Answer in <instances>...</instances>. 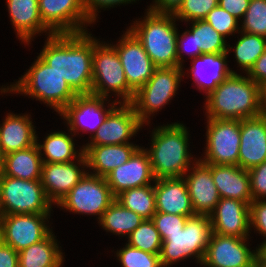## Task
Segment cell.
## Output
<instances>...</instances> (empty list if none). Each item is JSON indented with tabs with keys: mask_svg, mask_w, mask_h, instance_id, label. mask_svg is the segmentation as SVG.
Instances as JSON below:
<instances>
[{
	"mask_svg": "<svg viewBox=\"0 0 266 267\" xmlns=\"http://www.w3.org/2000/svg\"><path fill=\"white\" fill-rule=\"evenodd\" d=\"M88 32L53 34L39 57L70 85L77 95L91 94L94 37Z\"/></svg>",
	"mask_w": 266,
	"mask_h": 267,
	"instance_id": "cell-1",
	"label": "cell"
},
{
	"mask_svg": "<svg viewBox=\"0 0 266 267\" xmlns=\"http://www.w3.org/2000/svg\"><path fill=\"white\" fill-rule=\"evenodd\" d=\"M207 118L243 120L260 115L261 86L232 73L206 97Z\"/></svg>",
	"mask_w": 266,
	"mask_h": 267,
	"instance_id": "cell-2",
	"label": "cell"
},
{
	"mask_svg": "<svg viewBox=\"0 0 266 267\" xmlns=\"http://www.w3.org/2000/svg\"><path fill=\"white\" fill-rule=\"evenodd\" d=\"M188 131L181 123L159 126L152 132L150 150L145 149L156 180L183 177L191 166Z\"/></svg>",
	"mask_w": 266,
	"mask_h": 267,
	"instance_id": "cell-3",
	"label": "cell"
},
{
	"mask_svg": "<svg viewBox=\"0 0 266 267\" xmlns=\"http://www.w3.org/2000/svg\"><path fill=\"white\" fill-rule=\"evenodd\" d=\"M142 21L134 22L129 30L142 43L157 68L178 67L177 28L173 13L148 10Z\"/></svg>",
	"mask_w": 266,
	"mask_h": 267,
	"instance_id": "cell-4",
	"label": "cell"
},
{
	"mask_svg": "<svg viewBox=\"0 0 266 267\" xmlns=\"http://www.w3.org/2000/svg\"><path fill=\"white\" fill-rule=\"evenodd\" d=\"M0 90L1 93L16 92L34 97L49 104L58 114L77 96L65 79L39 56L15 85Z\"/></svg>",
	"mask_w": 266,
	"mask_h": 267,
	"instance_id": "cell-5",
	"label": "cell"
},
{
	"mask_svg": "<svg viewBox=\"0 0 266 267\" xmlns=\"http://www.w3.org/2000/svg\"><path fill=\"white\" fill-rule=\"evenodd\" d=\"M212 233L209 215L195 214L188 217L182 230L169 234L163 240L160 251L162 267H169L191 256H195L201 264Z\"/></svg>",
	"mask_w": 266,
	"mask_h": 267,
	"instance_id": "cell-6",
	"label": "cell"
},
{
	"mask_svg": "<svg viewBox=\"0 0 266 267\" xmlns=\"http://www.w3.org/2000/svg\"><path fill=\"white\" fill-rule=\"evenodd\" d=\"M110 91L121 97L123 103H131L135 95L127 83L116 49L94 38L91 94L108 98Z\"/></svg>",
	"mask_w": 266,
	"mask_h": 267,
	"instance_id": "cell-7",
	"label": "cell"
},
{
	"mask_svg": "<svg viewBox=\"0 0 266 267\" xmlns=\"http://www.w3.org/2000/svg\"><path fill=\"white\" fill-rule=\"evenodd\" d=\"M51 204L40 179L23 180L0 173V215L49 214Z\"/></svg>",
	"mask_w": 266,
	"mask_h": 267,
	"instance_id": "cell-8",
	"label": "cell"
},
{
	"mask_svg": "<svg viewBox=\"0 0 266 267\" xmlns=\"http://www.w3.org/2000/svg\"><path fill=\"white\" fill-rule=\"evenodd\" d=\"M183 67L156 68L152 77L140 87L131 102L139 121L148 124L150 115L168 104L183 77Z\"/></svg>",
	"mask_w": 266,
	"mask_h": 267,
	"instance_id": "cell-9",
	"label": "cell"
},
{
	"mask_svg": "<svg viewBox=\"0 0 266 267\" xmlns=\"http://www.w3.org/2000/svg\"><path fill=\"white\" fill-rule=\"evenodd\" d=\"M115 198L106 177L87 172L58 206L76 214L98 215V220H100L104 211Z\"/></svg>",
	"mask_w": 266,
	"mask_h": 267,
	"instance_id": "cell-10",
	"label": "cell"
},
{
	"mask_svg": "<svg viewBox=\"0 0 266 267\" xmlns=\"http://www.w3.org/2000/svg\"><path fill=\"white\" fill-rule=\"evenodd\" d=\"M206 164L238 165L240 146V120L208 118Z\"/></svg>",
	"mask_w": 266,
	"mask_h": 267,
	"instance_id": "cell-11",
	"label": "cell"
},
{
	"mask_svg": "<svg viewBox=\"0 0 266 267\" xmlns=\"http://www.w3.org/2000/svg\"><path fill=\"white\" fill-rule=\"evenodd\" d=\"M40 17L53 34H77L86 32L83 27L91 24L83 0H38Z\"/></svg>",
	"mask_w": 266,
	"mask_h": 267,
	"instance_id": "cell-12",
	"label": "cell"
},
{
	"mask_svg": "<svg viewBox=\"0 0 266 267\" xmlns=\"http://www.w3.org/2000/svg\"><path fill=\"white\" fill-rule=\"evenodd\" d=\"M48 216L50 214L0 215V240L20 252L52 231L45 222Z\"/></svg>",
	"mask_w": 266,
	"mask_h": 267,
	"instance_id": "cell-13",
	"label": "cell"
},
{
	"mask_svg": "<svg viewBox=\"0 0 266 267\" xmlns=\"http://www.w3.org/2000/svg\"><path fill=\"white\" fill-rule=\"evenodd\" d=\"M248 238L212 233L201 265L205 267H252L259 257L258 248L251 251Z\"/></svg>",
	"mask_w": 266,
	"mask_h": 267,
	"instance_id": "cell-14",
	"label": "cell"
},
{
	"mask_svg": "<svg viewBox=\"0 0 266 267\" xmlns=\"http://www.w3.org/2000/svg\"><path fill=\"white\" fill-rule=\"evenodd\" d=\"M119 107L114 106L103 124L91 135V142L87 145H118L130 143L131 139L142 127L134 107L131 103L118 101Z\"/></svg>",
	"mask_w": 266,
	"mask_h": 267,
	"instance_id": "cell-15",
	"label": "cell"
},
{
	"mask_svg": "<svg viewBox=\"0 0 266 267\" xmlns=\"http://www.w3.org/2000/svg\"><path fill=\"white\" fill-rule=\"evenodd\" d=\"M122 36L118 44L112 46L120 57L128 85L136 92L152 77L157 67L129 29Z\"/></svg>",
	"mask_w": 266,
	"mask_h": 267,
	"instance_id": "cell-16",
	"label": "cell"
},
{
	"mask_svg": "<svg viewBox=\"0 0 266 267\" xmlns=\"http://www.w3.org/2000/svg\"><path fill=\"white\" fill-rule=\"evenodd\" d=\"M105 100L107 101V98L94 94L77 95L76 98L59 113L60 116H63L62 118L67 121L71 134L74 132L72 136L79 130H85L83 132L90 130L96 133L97 129L103 124L109 111L119 103L114 100V102L110 103L113 105L106 110L104 106ZM91 118L94 119L92 125L89 121V125L86 124L87 120Z\"/></svg>",
	"mask_w": 266,
	"mask_h": 267,
	"instance_id": "cell-17",
	"label": "cell"
},
{
	"mask_svg": "<svg viewBox=\"0 0 266 267\" xmlns=\"http://www.w3.org/2000/svg\"><path fill=\"white\" fill-rule=\"evenodd\" d=\"M106 180L113 195L130 188L150 185L155 181L151 162L145 149L140 147L124 164L116 167L107 176Z\"/></svg>",
	"mask_w": 266,
	"mask_h": 267,
	"instance_id": "cell-18",
	"label": "cell"
},
{
	"mask_svg": "<svg viewBox=\"0 0 266 267\" xmlns=\"http://www.w3.org/2000/svg\"><path fill=\"white\" fill-rule=\"evenodd\" d=\"M212 231L222 236L248 238L250 228L249 204L237 199L220 198L209 215Z\"/></svg>",
	"mask_w": 266,
	"mask_h": 267,
	"instance_id": "cell-19",
	"label": "cell"
},
{
	"mask_svg": "<svg viewBox=\"0 0 266 267\" xmlns=\"http://www.w3.org/2000/svg\"><path fill=\"white\" fill-rule=\"evenodd\" d=\"M266 161V117L240 120L238 166L249 170Z\"/></svg>",
	"mask_w": 266,
	"mask_h": 267,
	"instance_id": "cell-20",
	"label": "cell"
},
{
	"mask_svg": "<svg viewBox=\"0 0 266 267\" xmlns=\"http://www.w3.org/2000/svg\"><path fill=\"white\" fill-rule=\"evenodd\" d=\"M189 175H184L187 190L195 214L210 215L220 200V195L212 179L210 164L200 159L192 163ZM193 169V170H192ZM187 175V176H186Z\"/></svg>",
	"mask_w": 266,
	"mask_h": 267,
	"instance_id": "cell-21",
	"label": "cell"
},
{
	"mask_svg": "<svg viewBox=\"0 0 266 267\" xmlns=\"http://www.w3.org/2000/svg\"><path fill=\"white\" fill-rule=\"evenodd\" d=\"M74 163H42L40 181L51 203L58 205L87 173Z\"/></svg>",
	"mask_w": 266,
	"mask_h": 267,
	"instance_id": "cell-22",
	"label": "cell"
},
{
	"mask_svg": "<svg viewBox=\"0 0 266 267\" xmlns=\"http://www.w3.org/2000/svg\"><path fill=\"white\" fill-rule=\"evenodd\" d=\"M156 212L191 217L195 215L183 177L154 181Z\"/></svg>",
	"mask_w": 266,
	"mask_h": 267,
	"instance_id": "cell-23",
	"label": "cell"
},
{
	"mask_svg": "<svg viewBox=\"0 0 266 267\" xmlns=\"http://www.w3.org/2000/svg\"><path fill=\"white\" fill-rule=\"evenodd\" d=\"M212 179L220 198L237 199L250 204L252 200L248 170L238 165L210 164Z\"/></svg>",
	"mask_w": 266,
	"mask_h": 267,
	"instance_id": "cell-24",
	"label": "cell"
},
{
	"mask_svg": "<svg viewBox=\"0 0 266 267\" xmlns=\"http://www.w3.org/2000/svg\"><path fill=\"white\" fill-rule=\"evenodd\" d=\"M132 143L118 145H86L83 147L87 168L93 175L106 177L116 167L127 162L139 149Z\"/></svg>",
	"mask_w": 266,
	"mask_h": 267,
	"instance_id": "cell-25",
	"label": "cell"
},
{
	"mask_svg": "<svg viewBox=\"0 0 266 267\" xmlns=\"http://www.w3.org/2000/svg\"><path fill=\"white\" fill-rule=\"evenodd\" d=\"M27 115L8 114L0 125V150L3 156L37 144V135Z\"/></svg>",
	"mask_w": 266,
	"mask_h": 267,
	"instance_id": "cell-26",
	"label": "cell"
},
{
	"mask_svg": "<svg viewBox=\"0 0 266 267\" xmlns=\"http://www.w3.org/2000/svg\"><path fill=\"white\" fill-rule=\"evenodd\" d=\"M229 53L228 48V51L225 53L202 54L192 59L191 76L199 90H204L205 94L208 95L232 73H236L227 67L226 60ZM208 69L211 70L209 73L207 72Z\"/></svg>",
	"mask_w": 266,
	"mask_h": 267,
	"instance_id": "cell-27",
	"label": "cell"
},
{
	"mask_svg": "<svg viewBox=\"0 0 266 267\" xmlns=\"http://www.w3.org/2000/svg\"><path fill=\"white\" fill-rule=\"evenodd\" d=\"M6 1L11 22L22 42L24 41L29 45L36 33L49 30L41 20L38 0Z\"/></svg>",
	"mask_w": 266,
	"mask_h": 267,
	"instance_id": "cell-28",
	"label": "cell"
},
{
	"mask_svg": "<svg viewBox=\"0 0 266 267\" xmlns=\"http://www.w3.org/2000/svg\"><path fill=\"white\" fill-rule=\"evenodd\" d=\"M42 153L37 144L3 156L0 173L23 180L41 178Z\"/></svg>",
	"mask_w": 266,
	"mask_h": 267,
	"instance_id": "cell-29",
	"label": "cell"
},
{
	"mask_svg": "<svg viewBox=\"0 0 266 267\" xmlns=\"http://www.w3.org/2000/svg\"><path fill=\"white\" fill-rule=\"evenodd\" d=\"M52 233L18 252V267H61L63 253Z\"/></svg>",
	"mask_w": 266,
	"mask_h": 267,
	"instance_id": "cell-30",
	"label": "cell"
},
{
	"mask_svg": "<svg viewBox=\"0 0 266 267\" xmlns=\"http://www.w3.org/2000/svg\"><path fill=\"white\" fill-rule=\"evenodd\" d=\"M44 144L37 142L40 152H44L45 157L42 158V162L45 163H66L73 162L76 159L80 166L87 167V160L84 155L83 146L81 152L76 151L73 138L69 134L64 132H53L45 137ZM77 152V153H76ZM79 153V154H78ZM77 154V155H76Z\"/></svg>",
	"mask_w": 266,
	"mask_h": 267,
	"instance_id": "cell-31",
	"label": "cell"
},
{
	"mask_svg": "<svg viewBox=\"0 0 266 267\" xmlns=\"http://www.w3.org/2000/svg\"><path fill=\"white\" fill-rule=\"evenodd\" d=\"M144 220L143 217L123 207L116 199L104 211L99 224L108 232L129 236Z\"/></svg>",
	"mask_w": 266,
	"mask_h": 267,
	"instance_id": "cell-32",
	"label": "cell"
},
{
	"mask_svg": "<svg viewBox=\"0 0 266 267\" xmlns=\"http://www.w3.org/2000/svg\"><path fill=\"white\" fill-rule=\"evenodd\" d=\"M195 43V57L202 54H221L228 51L225 37L216 32L205 20H195L191 22Z\"/></svg>",
	"mask_w": 266,
	"mask_h": 267,
	"instance_id": "cell-33",
	"label": "cell"
},
{
	"mask_svg": "<svg viewBox=\"0 0 266 267\" xmlns=\"http://www.w3.org/2000/svg\"><path fill=\"white\" fill-rule=\"evenodd\" d=\"M123 207L134 211L144 219H152L156 213L154 184L130 188L115 198Z\"/></svg>",
	"mask_w": 266,
	"mask_h": 267,
	"instance_id": "cell-34",
	"label": "cell"
},
{
	"mask_svg": "<svg viewBox=\"0 0 266 267\" xmlns=\"http://www.w3.org/2000/svg\"><path fill=\"white\" fill-rule=\"evenodd\" d=\"M228 46L234 48L237 63L248 73L256 60L266 51V37L243 32L234 47Z\"/></svg>",
	"mask_w": 266,
	"mask_h": 267,
	"instance_id": "cell-35",
	"label": "cell"
},
{
	"mask_svg": "<svg viewBox=\"0 0 266 267\" xmlns=\"http://www.w3.org/2000/svg\"><path fill=\"white\" fill-rule=\"evenodd\" d=\"M127 238V244L135 247L136 249L160 255L163 241L151 219H144Z\"/></svg>",
	"mask_w": 266,
	"mask_h": 267,
	"instance_id": "cell-36",
	"label": "cell"
},
{
	"mask_svg": "<svg viewBox=\"0 0 266 267\" xmlns=\"http://www.w3.org/2000/svg\"><path fill=\"white\" fill-rule=\"evenodd\" d=\"M242 20L239 32L266 37V0H250Z\"/></svg>",
	"mask_w": 266,
	"mask_h": 267,
	"instance_id": "cell-37",
	"label": "cell"
},
{
	"mask_svg": "<svg viewBox=\"0 0 266 267\" xmlns=\"http://www.w3.org/2000/svg\"><path fill=\"white\" fill-rule=\"evenodd\" d=\"M116 254L122 267H162L159 254H151L129 244Z\"/></svg>",
	"mask_w": 266,
	"mask_h": 267,
	"instance_id": "cell-38",
	"label": "cell"
},
{
	"mask_svg": "<svg viewBox=\"0 0 266 267\" xmlns=\"http://www.w3.org/2000/svg\"><path fill=\"white\" fill-rule=\"evenodd\" d=\"M218 6V0H183L173 13L181 21L204 20L206 15Z\"/></svg>",
	"mask_w": 266,
	"mask_h": 267,
	"instance_id": "cell-39",
	"label": "cell"
},
{
	"mask_svg": "<svg viewBox=\"0 0 266 267\" xmlns=\"http://www.w3.org/2000/svg\"><path fill=\"white\" fill-rule=\"evenodd\" d=\"M211 27L223 37L237 33L240 27L238 25V19L231 15L225 9H222L219 5L213 8L204 18Z\"/></svg>",
	"mask_w": 266,
	"mask_h": 267,
	"instance_id": "cell-40",
	"label": "cell"
},
{
	"mask_svg": "<svg viewBox=\"0 0 266 267\" xmlns=\"http://www.w3.org/2000/svg\"><path fill=\"white\" fill-rule=\"evenodd\" d=\"M187 216L156 212L152 221L158 230L162 241L169 235L182 230L187 221Z\"/></svg>",
	"mask_w": 266,
	"mask_h": 267,
	"instance_id": "cell-41",
	"label": "cell"
},
{
	"mask_svg": "<svg viewBox=\"0 0 266 267\" xmlns=\"http://www.w3.org/2000/svg\"><path fill=\"white\" fill-rule=\"evenodd\" d=\"M252 200H264L266 197V161L248 170Z\"/></svg>",
	"mask_w": 266,
	"mask_h": 267,
	"instance_id": "cell-42",
	"label": "cell"
},
{
	"mask_svg": "<svg viewBox=\"0 0 266 267\" xmlns=\"http://www.w3.org/2000/svg\"><path fill=\"white\" fill-rule=\"evenodd\" d=\"M250 227L266 237V200H255L249 204ZM266 239V238H265ZM266 241V240H265Z\"/></svg>",
	"mask_w": 266,
	"mask_h": 267,
	"instance_id": "cell-43",
	"label": "cell"
},
{
	"mask_svg": "<svg viewBox=\"0 0 266 267\" xmlns=\"http://www.w3.org/2000/svg\"><path fill=\"white\" fill-rule=\"evenodd\" d=\"M135 0H83L84 8L87 13V16L90 18L92 23L95 22L97 17V10L99 8H110L114 5L127 4Z\"/></svg>",
	"mask_w": 266,
	"mask_h": 267,
	"instance_id": "cell-44",
	"label": "cell"
},
{
	"mask_svg": "<svg viewBox=\"0 0 266 267\" xmlns=\"http://www.w3.org/2000/svg\"><path fill=\"white\" fill-rule=\"evenodd\" d=\"M181 39V40H180ZM189 41V42H188ZM190 45L192 49H185V45ZM193 51V52H192ZM182 52H186V54H189L191 58H195V43H194V37L193 34L187 30L182 33L181 37L177 36V57H178V67H183V58H182Z\"/></svg>",
	"mask_w": 266,
	"mask_h": 267,
	"instance_id": "cell-45",
	"label": "cell"
},
{
	"mask_svg": "<svg viewBox=\"0 0 266 267\" xmlns=\"http://www.w3.org/2000/svg\"><path fill=\"white\" fill-rule=\"evenodd\" d=\"M249 2L250 0H218V5L238 20H241L247 11Z\"/></svg>",
	"mask_w": 266,
	"mask_h": 267,
	"instance_id": "cell-46",
	"label": "cell"
},
{
	"mask_svg": "<svg viewBox=\"0 0 266 267\" xmlns=\"http://www.w3.org/2000/svg\"><path fill=\"white\" fill-rule=\"evenodd\" d=\"M246 74L259 86L266 84V51L256 60L254 66Z\"/></svg>",
	"mask_w": 266,
	"mask_h": 267,
	"instance_id": "cell-47",
	"label": "cell"
},
{
	"mask_svg": "<svg viewBox=\"0 0 266 267\" xmlns=\"http://www.w3.org/2000/svg\"><path fill=\"white\" fill-rule=\"evenodd\" d=\"M0 267H18V252L1 240Z\"/></svg>",
	"mask_w": 266,
	"mask_h": 267,
	"instance_id": "cell-48",
	"label": "cell"
},
{
	"mask_svg": "<svg viewBox=\"0 0 266 267\" xmlns=\"http://www.w3.org/2000/svg\"><path fill=\"white\" fill-rule=\"evenodd\" d=\"M155 3L147 10L158 13H174L183 0H154Z\"/></svg>",
	"mask_w": 266,
	"mask_h": 267,
	"instance_id": "cell-49",
	"label": "cell"
},
{
	"mask_svg": "<svg viewBox=\"0 0 266 267\" xmlns=\"http://www.w3.org/2000/svg\"><path fill=\"white\" fill-rule=\"evenodd\" d=\"M261 116L266 117V84L261 86Z\"/></svg>",
	"mask_w": 266,
	"mask_h": 267,
	"instance_id": "cell-50",
	"label": "cell"
},
{
	"mask_svg": "<svg viewBox=\"0 0 266 267\" xmlns=\"http://www.w3.org/2000/svg\"><path fill=\"white\" fill-rule=\"evenodd\" d=\"M259 257L266 262V241L258 247Z\"/></svg>",
	"mask_w": 266,
	"mask_h": 267,
	"instance_id": "cell-51",
	"label": "cell"
},
{
	"mask_svg": "<svg viewBox=\"0 0 266 267\" xmlns=\"http://www.w3.org/2000/svg\"><path fill=\"white\" fill-rule=\"evenodd\" d=\"M252 267H266V262L263 261L260 257H258L254 262Z\"/></svg>",
	"mask_w": 266,
	"mask_h": 267,
	"instance_id": "cell-52",
	"label": "cell"
},
{
	"mask_svg": "<svg viewBox=\"0 0 266 267\" xmlns=\"http://www.w3.org/2000/svg\"><path fill=\"white\" fill-rule=\"evenodd\" d=\"M2 159H3V155H2L1 150H0V170H1V167H2Z\"/></svg>",
	"mask_w": 266,
	"mask_h": 267,
	"instance_id": "cell-53",
	"label": "cell"
}]
</instances>
